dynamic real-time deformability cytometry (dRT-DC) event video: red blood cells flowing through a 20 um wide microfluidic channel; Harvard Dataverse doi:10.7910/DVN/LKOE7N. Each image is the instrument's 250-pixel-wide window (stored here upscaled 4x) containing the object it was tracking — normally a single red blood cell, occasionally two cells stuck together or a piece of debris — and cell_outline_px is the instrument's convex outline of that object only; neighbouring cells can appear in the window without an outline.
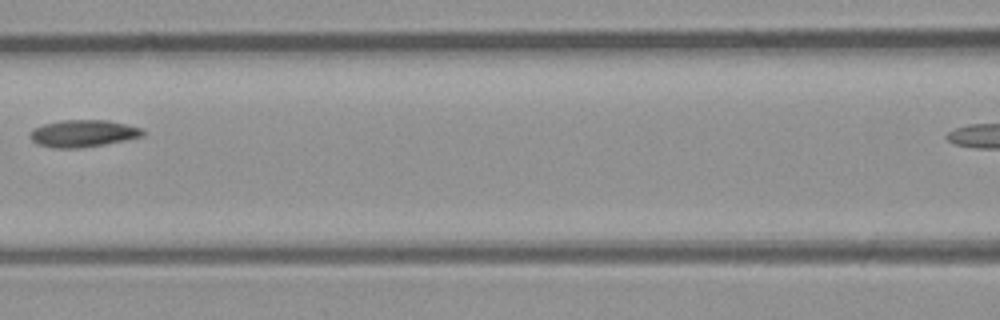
{"species": "common noctule bat (a hibernating species)", "species_latin": "Nyctalus noctula", "temperature_condition": "room temperature", "stored_images_in_passage": 6, "camera_frame_rate_fps": 3000, "um_per_image_px": 0.085, "animal": {"sex": "male", "body_mass_g": 23.1, "forearm_length_mm": 52.7}, "frame": {"image": 1, "passage_image": 4, "time_ms": 3.667, "image_size_px": [1000, 320], "cell_outline_px": [[144, 136], [104, 144], [76, 148], [52, 148], [36, 144], [28, 136], [36, 128], [44, 124], [60, 120], [108, 120], [144, 128]], "centroid_in_image_um": [7.08, 11.34], "position_along_channel_um": 159.5, "area_um2": 17.74}}
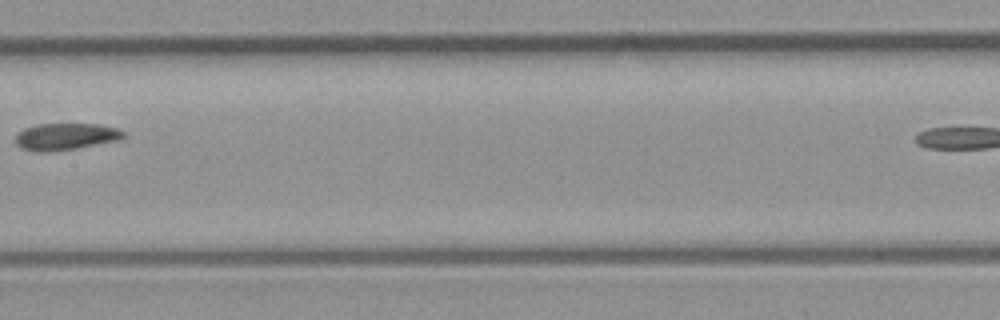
{"frame": {"image": 2, "passage_image": 5, "time_ms": 4.667, "image_size_px": [1000, 320], "cell_outline_px": [[128, 136], [120, 140], [76, 148], [48, 152], [36, 152], [20, 148], [12, 140], [16, 132], [24, 128], [36, 124], [100, 124], [120, 128]], "centroid_in_image_um": [5.55, 11.6], "position_along_channel_um": 201.8, "area_um2": 17.4}}